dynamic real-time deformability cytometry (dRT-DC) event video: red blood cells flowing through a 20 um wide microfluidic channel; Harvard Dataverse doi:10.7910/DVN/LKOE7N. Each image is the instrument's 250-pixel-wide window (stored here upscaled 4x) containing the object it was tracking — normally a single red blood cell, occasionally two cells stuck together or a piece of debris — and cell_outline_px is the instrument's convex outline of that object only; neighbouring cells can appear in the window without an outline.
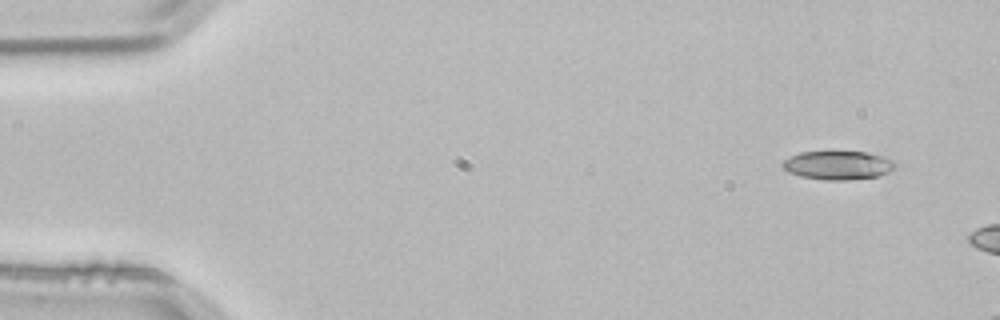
{"species": "common noctule bat (a hibernating species)", "species_latin": "Nyctalus noctula", "temperature_condition": "room temperature", "stored_images_in_passage": 2, "camera_frame_rate_fps": 3000, "um_per_image_px": 0.085, "animal": {"sex": "male", "body_mass_g": 21.5, "forearm_length_mm": 52.0}, "frame": {"image": 1, "passage_image": 1, "time_ms": 0.0, "image_size_px": [1000, 320], "cell_outline_px": [[896, 168], [880, 176], [848, 180], [828, 180], [800, 176], [788, 172], [780, 164], [784, 160], [800, 152], [864, 152], [884, 156], [892, 160], [896, 164]], "centroid_in_image_um": [71.25, 14.05], "position_along_channel_um": 13.8, "area_um2": 18.79}}